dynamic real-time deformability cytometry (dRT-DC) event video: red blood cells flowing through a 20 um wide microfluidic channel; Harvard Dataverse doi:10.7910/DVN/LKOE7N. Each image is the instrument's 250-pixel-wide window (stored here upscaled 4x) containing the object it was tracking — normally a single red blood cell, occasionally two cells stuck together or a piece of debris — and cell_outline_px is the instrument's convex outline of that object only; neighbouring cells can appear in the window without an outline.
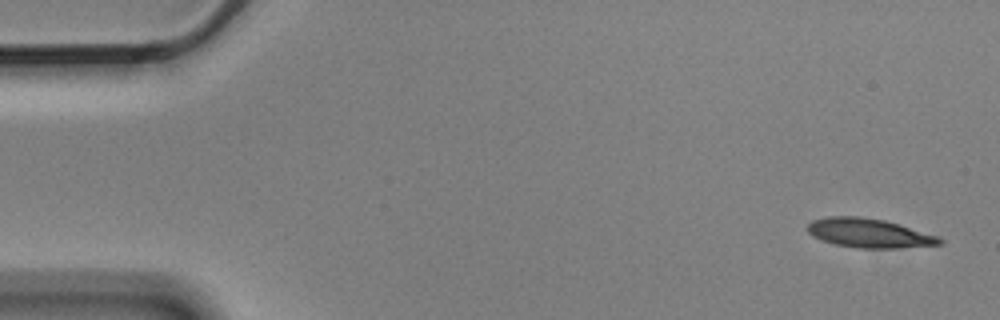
{"species": "Egyptian fruit bat (a non-hibernating species)", "species_latin": "Rousettus aegyptiacus", "temperature_condition": "cold", "stored_images_in_passage": 4, "camera_frame_rate_fps": 3000, "um_per_image_px": 0.085, "animal": {"sex": "male"}, "frame": {"image": 1, "passage_image": 1, "time_ms": 0.0, "image_size_px": [1000, 320], "cell_outline_px": [[944, 244], [896, 248], [856, 248], [836, 244], [812, 236], [808, 232], [808, 224], [812, 220], [828, 216], [860, 216], [884, 220], [900, 224], [940, 236], [944, 240]], "centroid_in_image_um": [73.92, 19.81], "position_along_channel_um": 11.1, "area_um2": 22.54}}
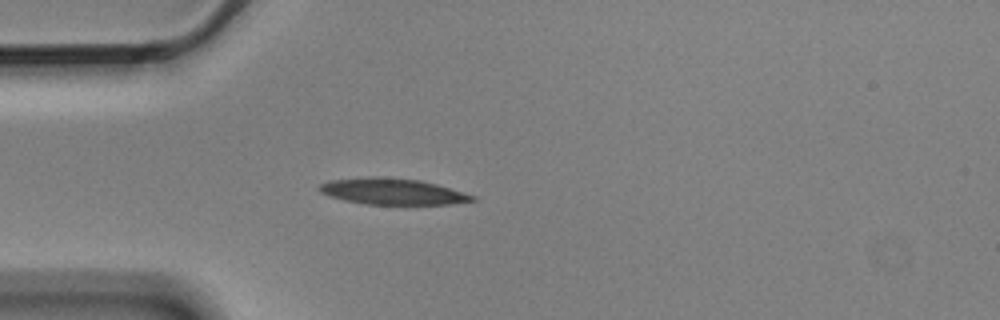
{"frame": {"image": 2, "passage_image": 4, "time_ms": 1.0, "image_size_px": [1000, 320], "cell_outline_px": [[476, 200], [448, 204], [364, 204], [344, 200], [328, 196], [320, 192], [316, 188], [320, 184], [328, 180], [372, 176], [376, 176], [420, 180], [436, 184], [476, 196]], "centroid_in_image_um": [33.29, 16.27], "position_along_channel_um": 51.7, "area_um2": 23.35}}